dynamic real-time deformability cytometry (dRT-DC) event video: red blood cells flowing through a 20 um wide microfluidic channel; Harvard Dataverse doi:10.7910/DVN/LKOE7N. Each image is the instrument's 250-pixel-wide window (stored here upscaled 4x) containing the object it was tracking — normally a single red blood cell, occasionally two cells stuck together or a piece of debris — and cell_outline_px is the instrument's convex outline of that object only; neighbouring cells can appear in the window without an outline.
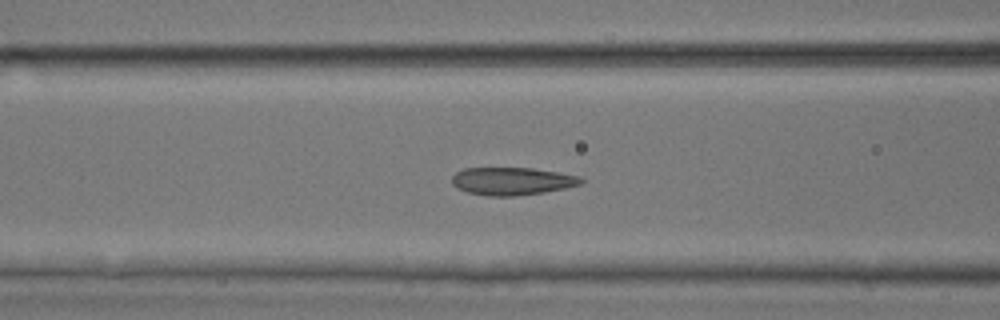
{"species": "common noctule bat (a hibernating species)", "species_latin": "Nyctalus noctula", "temperature_condition": "room temperature", "stored_images_in_passage": 35, "camera_frame_rate_fps": 3000, "um_per_image_px": 0.085, "animal": {"sex": "male", "body_mass_g": 17.9, "forearm_length_mm": 54.2}, "frame": {"image": 1, "passage_image": 12, "time_ms": 3.667, "image_size_px": [1000, 320], "cell_outline_px": [[584, 180], [580, 184], [564, 188], [544, 192], [516, 196], [488, 196], [468, 192], [456, 188], [452, 184], [452, 176], [456, 172], [464, 168], [532, 168], [580, 176]], "centroid_in_image_um": [43.49, 15.4], "position_along_channel_um": 123.1, "area_um2": 20.81}}
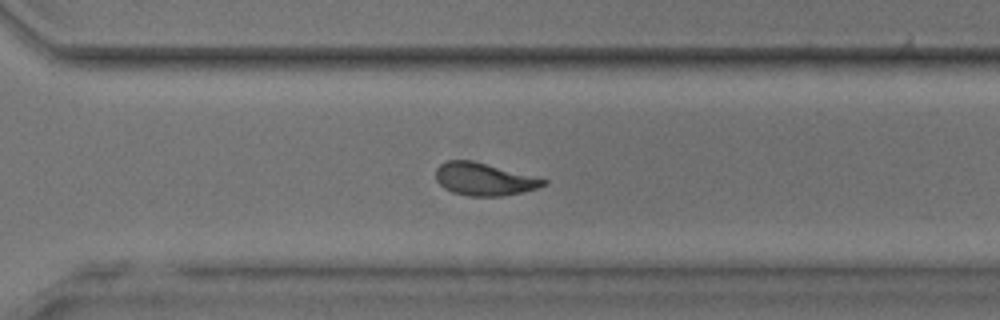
{"frame": {"image": 2, "passage_image": 27, "time_ms": 8.667, "image_size_px": [1000, 320], "cell_outline_px": [[548, 180], [544, 184], [536, 188], [524, 192], [500, 196], [468, 196], [452, 192], [444, 188], [436, 180], [436, 168], [440, 164], [448, 160], [472, 160]], "centroid_in_image_um": [41.1, 15.23], "position_along_channel_um": 329.5, "area_um2": 20.23}}
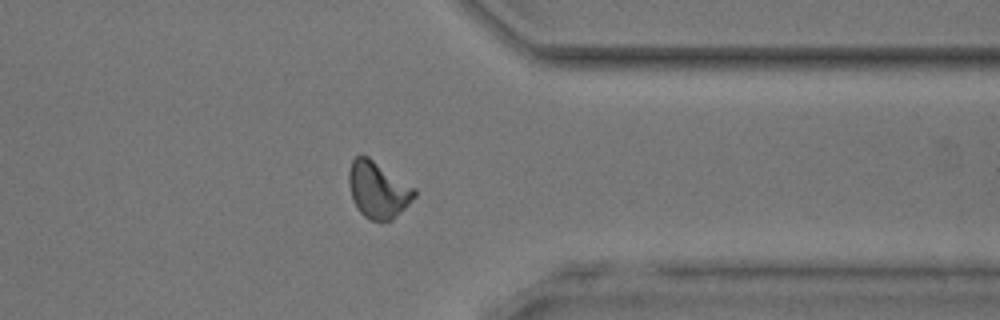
{"frame": {"image": 3, "passage_image": 31, "time_ms": 10.0, "image_size_px": [1000, 320], "cell_outline_px": [[416, 196], [392, 220], [372, 220], [364, 216], [356, 208], [352, 200], [348, 184], [348, 172], [352, 160], [360, 152], [368, 156], [416, 188]], "centroid_in_image_um": [32.1, 16.1], "position_along_channel_um": 379.3, "area_um2": 21.79}}